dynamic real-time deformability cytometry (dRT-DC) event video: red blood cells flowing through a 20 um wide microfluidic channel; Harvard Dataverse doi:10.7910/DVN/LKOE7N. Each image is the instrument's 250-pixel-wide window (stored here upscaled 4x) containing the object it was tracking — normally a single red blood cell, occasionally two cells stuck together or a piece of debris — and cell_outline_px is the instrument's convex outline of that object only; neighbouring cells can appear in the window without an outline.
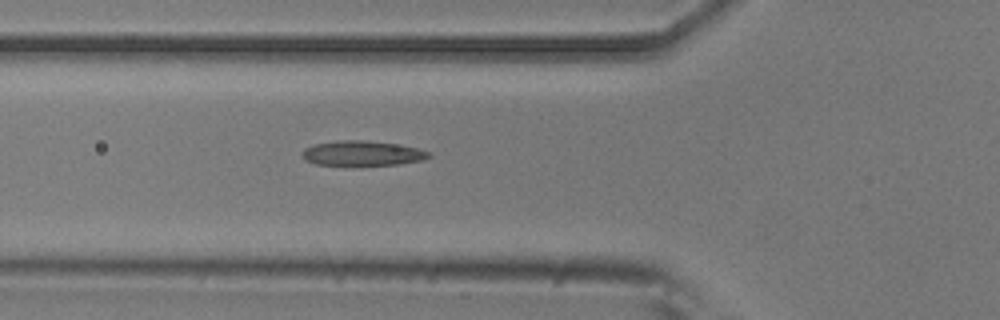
{"species": "common noctule bat (a hibernating species)", "species_latin": "Nyctalus noctula", "temperature_condition": "room temperature", "stored_images_in_passage": 5, "camera_frame_rate_fps": 3000, "um_per_image_px": 0.085, "animal": {"sex": "male", "body_mass_g": 20.5, "forearm_length_mm": 52.5}, "frame": {"image": 1, "passage_image": 5, "time_ms": 5.667, "image_size_px": [1000, 320], "cell_outline_px": [[432, 156], [424, 160], [400, 164], [316, 164], [304, 160], [304, 148], [316, 144], [336, 140], [360, 140], [396, 144], [416, 148], [428, 152]], "centroid_in_image_um": [30.81, 13.02], "position_along_channel_um": 95.0, "area_um2": 17.86}}